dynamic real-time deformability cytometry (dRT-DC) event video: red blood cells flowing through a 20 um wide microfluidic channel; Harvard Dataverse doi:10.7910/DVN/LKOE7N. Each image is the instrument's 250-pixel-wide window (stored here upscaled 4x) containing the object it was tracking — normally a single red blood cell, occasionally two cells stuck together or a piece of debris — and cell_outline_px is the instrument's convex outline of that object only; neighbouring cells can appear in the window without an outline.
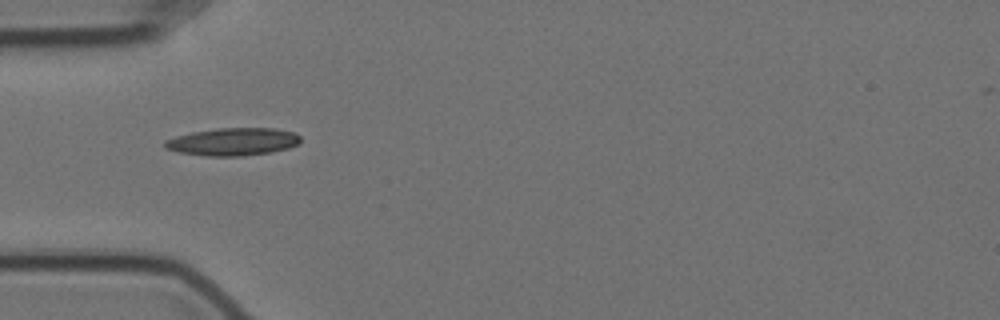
{"species": "Egyptian fruit bat (a non-hibernating species)", "species_latin": "Rousettus aegyptiacus", "temperature_condition": "cold", "stored_images_in_passage": 10, "camera_frame_rate_fps": 3000, "um_per_image_px": 0.085, "animal": {"sex": "female"}, "frame": {"image": 1, "passage_image": 1, "time_ms": 0.0, "image_size_px": [1000, 320], "cell_outline_px": [[300, 144], [288, 148], [272, 152], [240, 156], [208, 156], [180, 152], [164, 148], [164, 140], [176, 136], [192, 132], [216, 128], [276, 128], [292, 132], [300, 136]], "centroid_in_image_um": [19.81, 12.04], "position_along_channel_um": 65.2, "area_um2": 21.91}}
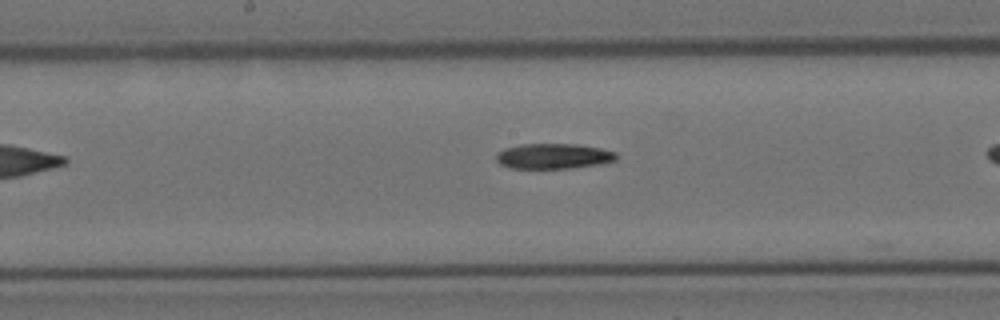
{"frame": {"image": 2, "passage_image": 9, "time_ms": 2.667, "image_size_px": [1000, 320], "cell_outline_px": [[616, 160], [600, 164], [572, 168], [508, 168], [500, 164], [496, 160], [496, 152], [504, 148], [520, 144], [576, 144], [600, 148], [616, 152]], "centroid_in_image_um": [47.01, 13.27], "position_along_channel_um": 201.2, "area_um2": 17.8}}